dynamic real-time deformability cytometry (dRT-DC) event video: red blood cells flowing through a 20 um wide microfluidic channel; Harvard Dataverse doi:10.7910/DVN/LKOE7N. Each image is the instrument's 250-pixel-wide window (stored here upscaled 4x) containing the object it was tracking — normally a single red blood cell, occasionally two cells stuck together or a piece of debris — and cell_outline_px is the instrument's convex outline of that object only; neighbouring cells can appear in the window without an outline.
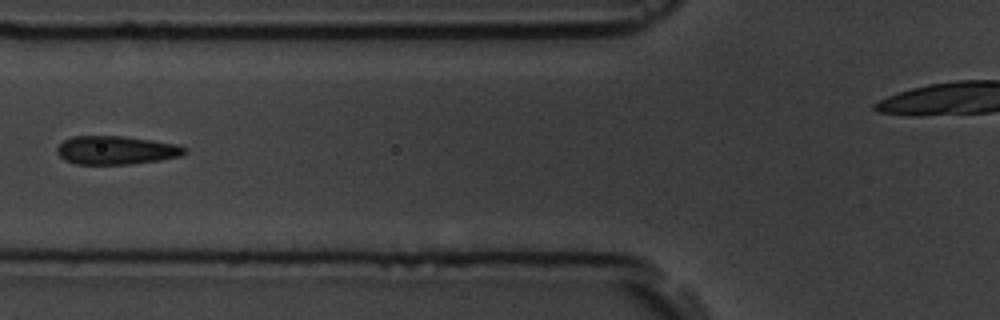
{"species": "common noctule bat (a hibernating species)", "species_latin": "Nyctalus noctula", "temperature_condition": "room temperature", "stored_images_in_passage": 7, "camera_frame_rate_fps": 3000, "um_per_image_px": 0.085, "animal": {"sex": "male", "body_mass_g": 19.5, "forearm_length_mm": 54.6}, "frame": {"image": 1, "passage_image": 4, "time_ms": 3.667, "image_size_px": [1000, 320], "cell_outline_px": [[188, 152], [180, 156], [160, 160], [132, 164], [76, 164], [64, 160], [56, 152], [56, 148], [64, 140], [72, 136], [124, 136], [152, 140], [176, 144], [188, 148]], "centroid_in_image_um": [9.88, 12.76], "position_along_channel_um": 115.9, "area_um2": 21.33}}
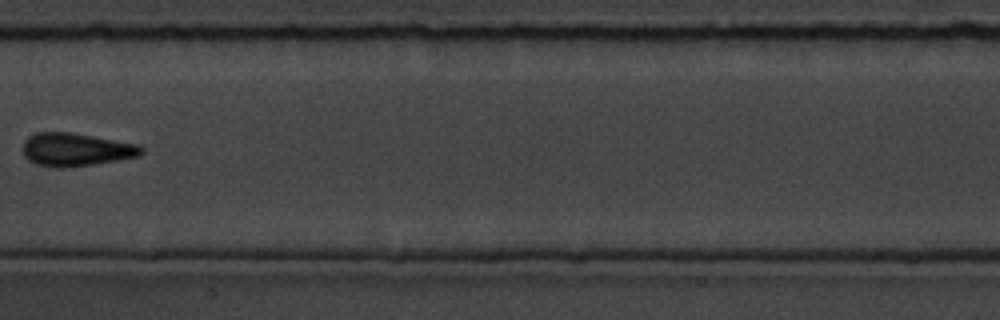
{"frame": {"image": 2, "passage_image": 6, "time_ms": 6.0, "image_size_px": [1000, 320], "cell_outline_px": [[144, 152], [140, 156], [92, 164], [60, 168], [56, 168], [36, 164], [28, 160], [24, 156], [24, 140], [28, 136], [36, 132], [72, 132], [140, 144], [144, 148]], "centroid_in_image_um": [6.47, 12.7], "position_along_channel_um": 200.9, "area_um2": 23.0}}
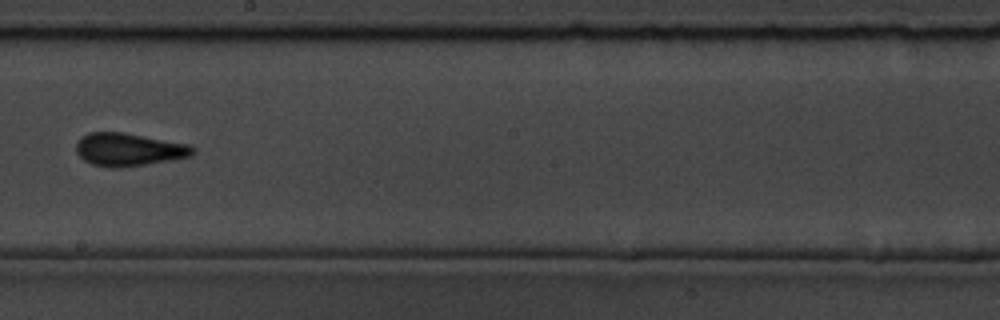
{"frame": {"image": 3, "passage_image": 7, "time_ms": 7.0, "image_size_px": [1000, 320], "cell_outline_px": [[196, 152], [192, 156], [172, 160], [116, 168], [112, 168], [92, 164], [84, 160], [76, 152], [76, 144], [80, 136], [88, 132], [124, 132], [192, 144], [196, 148]], "centroid_in_image_um": [10.98, 12.69], "position_along_channel_um": 237.2, "area_um2": 22.72}}